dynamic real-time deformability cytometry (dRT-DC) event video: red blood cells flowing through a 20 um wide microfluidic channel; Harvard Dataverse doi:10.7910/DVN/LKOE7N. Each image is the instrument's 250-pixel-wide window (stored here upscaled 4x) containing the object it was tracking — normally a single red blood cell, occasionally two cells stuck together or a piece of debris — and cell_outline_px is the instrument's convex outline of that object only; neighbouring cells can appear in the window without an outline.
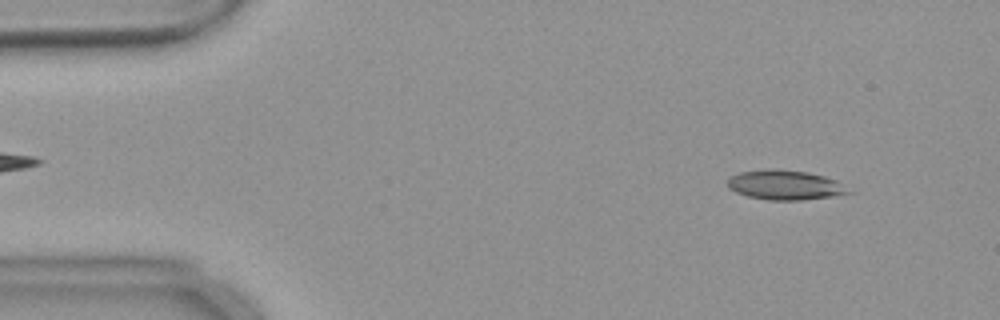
{"species": "common noctule bat (a hibernating species)", "species_latin": "Nyctalus noctula", "temperature_condition": "warm", "stored_images_in_passage": 54, "camera_frame_rate_fps": 3000, "um_per_image_px": 0.085, "animal": {"sex": "female", "body_mass_g": 18.4}, "frame": {"image": 1, "passage_image": 5, "time_ms": 1.333, "image_size_px": [1000, 320], "cell_outline_px": [[856, 192], [832, 196], [800, 200], [768, 200], [748, 196], [736, 192], [728, 188], [728, 176], [740, 172], [768, 168], [772, 168], [804, 172], [824, 176], [836, 180]], "centroid_in_image_um": [66.73, 15.72], "position_along_channel_um": 18.3, "area_um2": 20.98}}
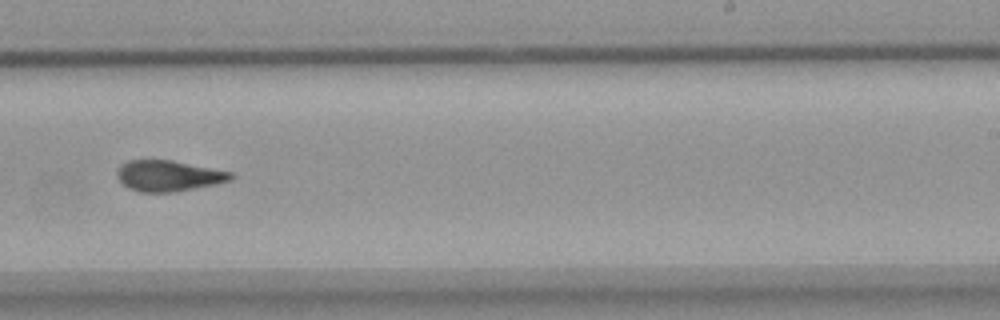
{"frame": {"image": 2, "passage_image": 33, "time_ms": 10.667, "image_size_px": [1000, 320], "cell_outline_px": [[236, 176], [232, 180], [216, 184], [176, 192], [140, 192], [128, 188], [116, 176], [116, 172], [120, 164], [128, 160], [172, 160], [232, 172]], "centroid_in_image_um": [14.33, 14.94], "position_along_channel_um": 274.7, "area_um2": 20.63}}
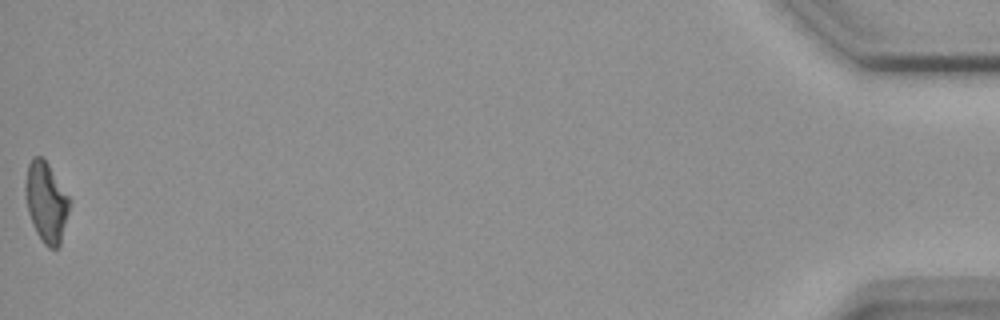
{"frame": {"image": 3, "passage_image": 54, "time_ms": 17.667, "image_size_px": [1000, 320], "cell_outline_px": [[72, 200], [60, 244], [56, 248], [48, 248], [44, 244], [36, 232], [32, 224], [28, 212], [24, 192], [24, 184], [28, 164], [32, 156], [40, 156], [48, 164]], "centroid_in_image_um": [3.92, 17.17], "position_along_channel_um": 431.3, "area_um2": 20.81}, "authors_computed_cell_mechanics": {"area_um2": 20.808, "velocity_mm_per_s": 3.684, "shape_relaxation_time_tau1_ms": 6.7565, "shape_relaxation_time_tau2_ms": 2.9837, "deformation_change_tau1": 0.2027, "deformation_change_tau2": 0.1193}}